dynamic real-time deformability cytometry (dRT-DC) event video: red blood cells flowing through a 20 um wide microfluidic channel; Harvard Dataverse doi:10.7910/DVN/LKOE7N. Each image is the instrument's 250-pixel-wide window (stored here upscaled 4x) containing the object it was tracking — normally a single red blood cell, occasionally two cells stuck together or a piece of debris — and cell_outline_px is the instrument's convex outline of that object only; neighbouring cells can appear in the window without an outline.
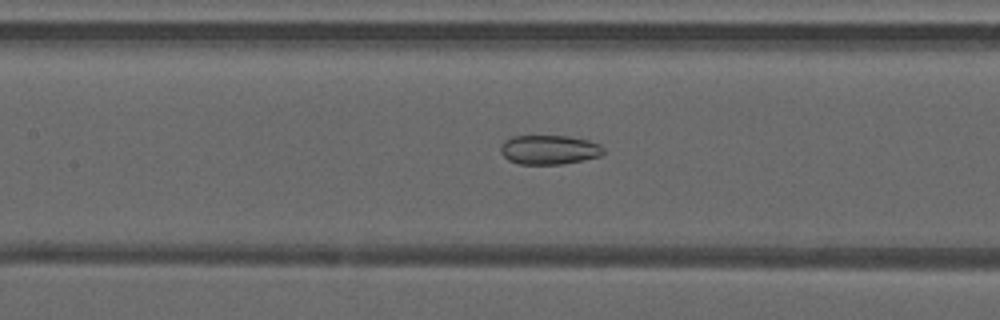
{"species": "common noctule bat (a hibernating species)", "species_latin": "Nyctalus noctula", "temperature_condition": "warm", "stored_images_in_passage": 46, "camera_frame_rate_fps": 3000, "um_per_image_px": 0.085, "animal": {"sex": "male", "forearm_length_mm": 52.5}, "frame": {"image": 1, "passage_image": 20, "time_ms": 6.333, "image_size_px": [1000, 320], "cell_outline_px": [[604, 152], [600, 156], [584, 160], [564, 164], [520, 164], [508, 160], [500, 152], [500, 144], [504, 140], [512, 136], [568, 136], [588, 140], [600, 144], [604, 148]], "centroid_in_image_um": [46.67, 12.73], "position_along_channel_um": 160.7, "area_um2": 17.74}}
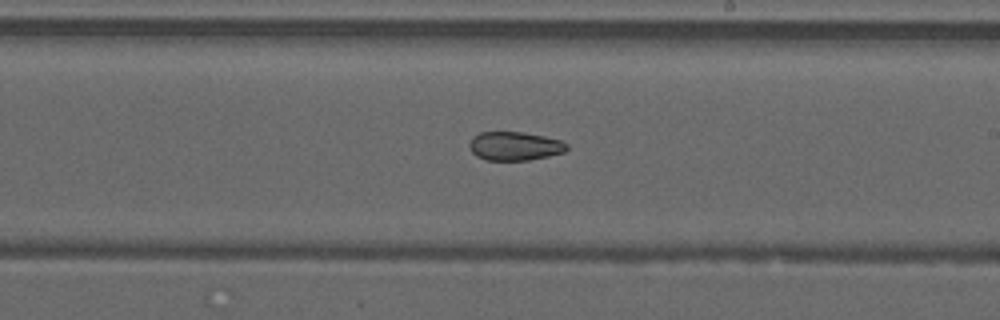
{"frame": {"image": 2, "passage_image": 26, "time_ms": 8.333, "image_size_px": [1000, 320], "cell_outline_px": [[568, 148], [564, 152], [548, 156], [528, 160], [484, 160], [476, 156], [472, 152], [468, 144], [472, 136], [480, 132], [524, 132], [544, 136], [560, 140], [568, 144]], "centroid_in_image_um": [43.72, 12.41], "position_along_channel_um": 245.3, "area_um2": 16.42}}
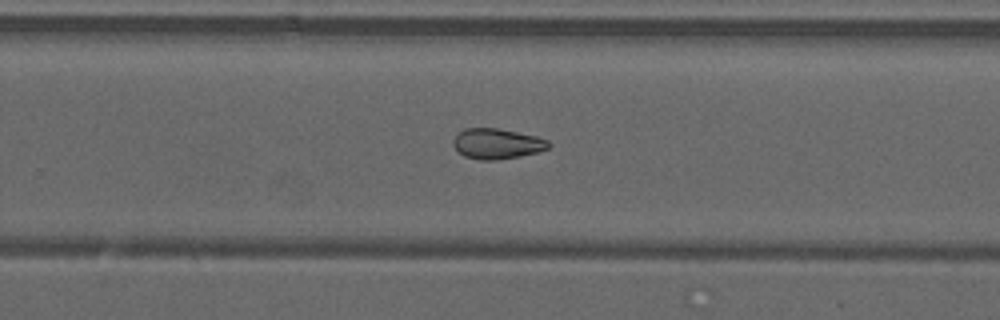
{"frame": {"image": 3, "passage_image": 29, "time_ms": 9.333, "image_size_px": [1000, 320], "cell_outline_px": [[552, 144], [548, 148], [540, 152], [520, 156], [496, 160], [480, 160], [464, 156], [452, 144], [452, 140], [464, 128], [496, 128], [536, 136], [548, 140]], "centroid_in_image_um": [42.27, 12.22], "position_along_channel_um": 287.5, "area_um2": 16.88}, "authors_computed_cell_mechanics": {"area_um2": 19.3341, "velocity_mm_per_s": 4.2512, "shape_relaxation_time_tau1_ms": null, "shape_relaxation_time_tau2_ms": 8.177, "deformation_change_tau1": null, "deformation_change_tau2": 0.1557}}